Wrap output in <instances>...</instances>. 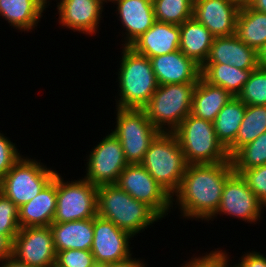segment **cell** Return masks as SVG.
I'll return each mask as SVG.
<instances>
[{
	"mask_svg": "<svg viewBox=\"0 0 266 267\" xmlns=\"http://www.w3.org/2000/svg\"><path fill=\"white\" fill-rule=\"evenodd\" d=\"M49 227L56 253L68 249L91 250L94 237L93 218L52 223Z\"/></svg>",
	"mask_w": 266,
	"mask_h": 267,
	"instance_id": "cell-22",
	"label": "cell"
},
{
	"mask_svg": "<svg viewBox=\"0 0 266 267\" xmlns=\"http://www.w3.org/2000/svg\"><path fill=\"white\" fill-rule=\"evenodd\" d=\"M97 215L133 237L162 220L151 207L137 201L116 184L97 187Z\"/></svg>",
	"mask_w": 266,
	"mask_h": 267,
	"instance_id": "cell-3",
	"label": "cell"
},
{
	"mask_svg": "<svg viewBox=\"0 0 266 267\" xmlns=\"http://www.w3.org/2000/svg\"><path fill=\"white\" fill-rule=\"evenodd\" d=\"M230 159L234 172L238 174L266 164V132L241 147Z\"/></svg>",
	"mask_w": 266,
	"mask_h": 267,
	"instance_id": "cell-31",
	"label": "cell"
},
{
	"mask_svg": "<svg viewBox=\"0 0 266 267\" xmlns=\"http://www.w3.org/2000/svg\"><path fill=\"white\" fill-rule=\"evenodd\" d=\"M205 63L230 64L242 70H254L259 67L258 51L235 34L215 37Z\"/></svg>",
	"mask_w": 266,
	"mask_h": 267,
	"instance_id": "cell-19",
	"label": "cell"
},
{
	"mask_svg": "<svg viewBox=\"0 0 266 267\" xmlns=\"http://www.w3.org/2000/svg\"><path fill=\"white\" fill-rule=\"evenodd\" d=\"M93 230L94 237L90 251L97 266L119 262L133 254L130 240H134L132 239L134 237L110 220L96 215L93 218Z\"/></svg>",
	"mask_w": 266,
	"mask_h": 267,
	"instance_id": "cell-14",
	"label": "cell"
},
{
	"mask_svg": "<svg viewBox=\"0 0 266 267\" xmlns=\"http://www.w3.org/2000/svg\"><path fill=\"white\" fill-rule=\"evenodd\" d=\"M263 207L265 208L241 174L233 172L225 182L220 205L210 220L213 221L218 214H223L256 224L263 219Z\"/></svg>",
	"mask_w": 266,
	"mask_h": 267,
	"instance_id": "cell-12",
	"label": "cell"
},
{
	"mask_svg": "<svg viewBox=\"0 0 266 267\" xmlns=\"http://www.w3.org/2000/svg\"><path fill=\"white\" fill-rule=\"evenodd\" d=\"M172 197L180 187L188 163L173 133L160 132L140 163Z\"/></svg>",
	"mask_w": 266,
	"mask_h": 267,
	"instance_id": "cell-4",
	"label": "cell"
},
{
	"mask_svg": "<svg viewBox=\"0 0 266 267\" xmlns=\"http://www.w3.org/2000/svg\"><path fill=\"white\" fill-rule=\"evenodd\" d=\"M228 254L229 253H227L225 250L223 251V249H221V267H236L235 265H230L229 261H231V259L230 255Z\"/></svg>",
	"mask_w": 266,
	"mask_h": 267,
	"instance_id": "cell-44",
	"label": "cell"
},
{
	"mask_svg": "<svg viewBox=\"0 0 266 267\" xmlns=\"http://www.w3.org/2000/svg\"><path fill=\"white\" fill-rule=\"evenodd\" d=\"M1 132L2 131H0V180L23 156L16 147V143L11 142V140Z\"/></svg>",
	"mask_w": 266,
	"mask_h": 267,
	"instance_id": "cell-36",
	"label": "cell"
},
{
	"mask_svg": "<svg viewBox=\"0 0 266 267\" xmlns=\"http://www.w3.org/2000/svg\"><path fill=\"white\" fill-rule=\"evenodd\" d=\"M112 132L121 142L128 164H140L150 143L160 133L147 118L144 109L116 108Z\"/></svg>",
	"mask_w": 266,
	"mask_h": 267,
	"instance_id": "cell-8",
	"label": "cell"
},
{
	"mask_svg": "<svg viewBox=\"0 0 266 267\" xmlns=\"http://www.w3.org/2000/svg\"><path fill=\"white\" fill-rule=\"evenodd\" d=\"M141 258H134L133 255H131L129 258L115 262L112 264L105 265L104 267H147L146 262Z\"/></svg>",
	"mask_w": 266,
	"mask_h": 267,
	"instance_id": "cell-39",
	"label": "cell"
},
{
	"mask_svg": "<svg viewBox=\"0 0 266 267\" xmlns=\"http://www.w3.org/2000/svg\"><path fill=\"white\" fill-rule=\"evenodd\" d=\"M46 7L50 5V0H40ZM48 4V5H47Z\"/></svg>",
	"mask_w": 266,
	"mask_h": 267,
	"instance_id": "cell-46",
	"label": "cell"
},
{
	"mask_svg": "<svg viewBox=\"0 0 266 267\" xmlns=\"http://www.w3.org/2000/svg\"><path fill=\"white\" fill-rule=\"evenodd\" d=\"M56 173L57 206L53 223L94 218L97 215V186L86 179L67 181Z\"/></svg>",
	"mask_w": 266,
	"mask_h": 267,
	"instance_id": "cell-9",
	"label": "cell"
},
{
	"mask_svg": "<svg viewBox=\"0 0 266 267\" xmlns=\"http://www.w3.org/2000/svg\"><path fill=\"white\" fill-rule=\"evenodd\" d=\"M235 35L258 51L266 43V13L258 12L250 6L241 7Z\"/></svg>",
	"mask_w": 266,
	"mask_h": 267,
	"instance_id": "cell-27",
	"label": "cell"
},
{
	"mask_svg": "<svg viewBox=\"0 0 266 267\" xmlns=\"http://www.w3.org/2000/svg\"><path fill=\"white\" fill-rule=\"evenodd\" d=\"M46 8L40 0H0V16L24 33L36 29Z\"/></svg>",
	"mask_w": 266,
	"mask_h": 267,
	"instance_id": "cell-23",
	"label": "cell"
},
{
	"mask_svg": "<svg viewBox=\"0 0 266 267\" xmlns=\"http://www.w3.org/2000/svg\"><path fill=\"white\" fill-rule=\"evenodd\" d=\"M252 71L242 70L230 64L204 63L201 66V77L206 82L220 86L237 97Z\"/></svg>",
	"mask_w": 266,
	"mask_h": 267,
	"instance_id": "cell-26",
	"label": "cell"
},
{
	"mask_svg": "<svg viewBox=\"0 0 266 267\" xmlns=\"http://www.w3.org/2000/svg\"><path fill=\"white\" fill-rule=\"evenodd\" d=\"M239 10L231 0H197L193 17L214 37L231 36L235 34Z\"/></svg>",
	"mask_w": 266,
	"mask_h": 267,
	"instance_id": "cell-16",
	"label": "cell"
},
{
	"mask_svg": "<svg viewBox=\"0 0 266 267\" xmlns=\"http://www.w3.org/2000/svg\"><path fill=\"white\" fill-rule=\"evenodd\" d=\"M56 254L49 226L22 227L13 239L12 256L31 267H54Z\"/></svg>",
	"mask_w": 266,
	"mask_h": 267,
	"instance_id": "cell-13",
	"label": "cell"
},
{
	"mask_svg": "<svg viewBox=\"0 0 266 267\" xmlns=\"http://www.w3.org/2000/svg\"><path fill=\"white\" fill-rule=\"evenodd\" d=\"M57 206L56 174L45 188L31 201L19 207V224L22 227L50 226Z\"/></svg>",
	"mask_w": 266,
	"mask_h": 267,
	"instance_id": "cell-21",
	"label": "cell"
},
{
	"mask_svg": "<svg viewBox=\"0 0 266 267\" xmlns=\"http://www.w3.org/2000/svg\"><path fill=\"white\" fill-rule=\"evenodd\" d=\"M213 34L194 17L180 25L179 50L202 66L214 41Z\"/></svg>",
	"mask_w": 266,
	"mask_h": 267,
	"instance_id": "cell-25",
	"label": "cell"
},
{
	"mask_svg": "<svg viewBox=\"0 0 266 267\" xmlns=\"http://www.w3.org/2000/svg\"><path fill=\"white\" fill-rule=\"evenodd\" d=\"M246 105L233 97L218 113L213 121L217 139L227 150L235 141L240 124L244 118Z\"/></svg>",
	"mask_w": 266,
	"mask_h": 267,
	"instance_id": "cell-28",
	"label": "cell"
},
{
	"mask_svg": "<svg viewBox=\"0 0 266 267\" xmlns=\"http://www.w3.org/2000/svg\"><path fill=\"white\" fill-rule=\"evenodd\" d=\"M90 250L68 249L56 254L54 267H96Z\"/></svg>",
	"mask_w": 266,
	"mask_h": 267,
	"instance_id": "cell-34",
	"label": "cell"
},
{
	"mask_svg": "<svg viewBox=\"0 0 266 267\" xmlns=\"http://www.w3.org/2000/svg\"><path fill=\"white\" fill-rule=\"evenodd\" d=\"M266 132V106L246 105L245 115L240 124L234 143L227 149L231 158L241 147L254 141Z\"/></svg>",
	"mask_w": 266,
	"mask_h": 267,
	"instance_id": "cell-29",
	"label": "cell"
},
{
	"mask_svg": "<svg viewBox=\"0 0 266 267\" xmlns=\"http://www.w3.org/2000/svg\"><path fill=\"white\" fill-rule=\"evenodd\" d=\"M116 0H102V2H103V4H107V3H109V2H111V4L112 3H114Z\"/></svg>",
	"mask_w": 266,
	"mask_h": 267,
	"instance_id": "cell-47",
	"label": "cell"
},
{
	"mask_svg": "<svg viewBox=\"0 0 266 267\" xmlns=\"http://www.w3.org/2000/svg\"><path fill=\"white\" fill-rule=\"evenodd\" d=\"M237 97L245 105L266 106V69H254Z\"/></svg>",
	"mask_w": 266,
	"mask_h": 267,
	"instance_id": "cell-32",
	"label": "cell"
},
{
	"mask_svg": "<svg viewBox=\"0 0 266 267\" xmlns=\"http://www.w3.org/2000/svg\"><path fill=\"white\" fill-rule=\"evenodd\" d=\"M180 26L155 21L145 33L129 45L135 52L148 58L179 50Z\"/></svg>",
	"mask_w": 266,
	"mask_h": 267,
	"instance_id": "cell-20",
	"label": "cell"
},
{
	"mask_svg": "<svg viewBox=\"0 0 266 267\" xmlns=\"http://www.w3.org/2000/svg\"><path fill=\"white\" fill-rule=\"evenodd\" d=\"M188 164H218L231 161L227 150L217 139L213 122L191 113L172 132Z\"/></svg>",
	"mask_w": 266,
	"mask_h": 267,
	"instance_id": "cell-5",
	"label": "cell"
},
{
	"mask_svg": "<svg viewBox=\"0 0 266 267\" xmlns=\"http://www.w3.org/2000/svg\"><path fill=\"white\" fill-rule=\"evenodd\" d=\"M40 161L23 155L0 180V192L18 208L34 199L57 173Z\"/></svg>",
	"mask_w": 266,
	"mask_h": 267,
	"instance_id": "cell-7",
	"label": "cell"
},
{
	"mask_svg": "<svg viewBox=\"0 0 266 267\" xmlns=\"http://www.w3.org/2000/svg\"><path fill=\"white\" fill-rule=\"evenodd\" d=\"M257 251H246L239 261L234 264L236 267H266V255Z\"/></svg>",
	"mask_w": 266,
	"mask_h": 267,
	"instance_id": "cell-38",
	"label": "cell"
},
{
	"mask_svg": "<svg viewBox=\"0 0 266 267\" xmlns=\"http://www.w3.org/2000/svg\"><path fill=\"white\" fill-rule=\"evenodd\" d=\"M93 147L84 164L86 167L84 179L97 187L116 184L119 175L128 165L121 142L112 132L110 134L108 132Z\"/></svg>",
	"mask_w": 266,
	"mask_h": 267,
	"instance_id": "cell-10",
	"label": "cell"
},
{
	"mask_svg": "<svg viewBox=\"0 0 266 267\" xmlns=\"http://www.w3.org/2000/svg\"><path fill=\"white\" fill-rule=\"evenodd\" d=\"M215 248V250H211L210 252L204 253L203 256H194L191 259L181 264L180 267H221V249Z\"/></svg>",
	"mask_w": 266,
	"mask_h": 267,
	"instance_id": "cell-37",
	"label": "cell"
},
{
	"mask_svg": "<svg viewBox=\"0 0 266 267\" xmlns=\"http://www.w3.org/2000/svg\"><path fill=\"white\" fill-rule=\"evenodd\" d=\"M259 66L266 69V43L258 50Z\"/></svg>",
	"mask_w": 266,
	"mask_h": 267,
	"instance_id": "cell-43",
	"label": "cell"
},
{
	"mask_svg": "<svg viewBox=\"0 0 266 267\" xmlns=\"http://www.w3.org/2000/svg\"><path fill=\"white\" fill-rule=\"evenodd\" d=\"M233 97L229 91L212 85L200 77L193 93L191 114L213 122L220 110Z\"/></svg>",
	"mask_w": 266,
	"mask_h": 267,
	"instance_id": "cell-24",
	"label": "cell"
},
{
	"mask_svg": "<svg viewBox=\"0 0 266 267\" xmlns=\"http://www.w3.org/2000/svg\"><path fill=\"white\" fill-rule=\"evenodd\" d=\"M0 267H31L26 263H22L15 259L13 256L8 257L2 261H0Z\"/></svg>",
	"mask_w": 266,
	"mask_h": 267,
	"instance_id": "cell-41",
	"label": "cell"
},
{
	"mask_svg": "<svg viewBox=\"0 0 266 267\" xmlns=\"http://www.w3.org/2000/svg\"><path fill=\"white\" fill-rule=\"evenodd\" d=\"M249 6L258 12L266 13V0H253Z\"/></svg>",
	"mask_w": 266,
	"mask_h": 267,
	"instance_id": "cell-42",
	"label": "cell"
},
{
	"mask_svg": "<svg viewBox=\"0 0 266 267\" xmlns=\"http://www.w3.org/2000/svg\"><path fill=\"white\" fill-rule=\"evenodd\" d=\"M196 83L159 85L143 108L159 132L172 133L191 113Z\"/></svg>",
	"mask_w": 266,
	"mask_h": 267,
	"instance_id": "cell-6",
	"label": "cell"
},
{
	"mask_svg": "<svg viewBox=\"0 0 266 267\" xmlns=\"http://www.w3.org/2000/svg\"><path fill=\"white\" fill-rule=\"evenodd\" d=\"M155 20L181 25L193 17L194 3L191 0H152Z\"/></svg>",
	"mask_w": 266,
	"mask_h": 267,
	"instance_id": "cell-30",
	"label": "cell"
},
{
	"mask_svg": "<svg viewBox=\"0 0 266 267\" xmlns=\"http://www.w3.org/2000/svg\"><path fill=\"white\" fill-rule=\"evenodd\" d=\"M116 185L137 201L147 204L162 219L173 210L172 197L141 164H128L119 175Z\"/></svg>",
	"mask_w": 266,
	"mask_h": 267,
	"instance_id": "cell-11",
	"label": "cell"
},
{
	"mask_svg": "<svg viewBox=\"0 0 266 267\" xmlns=\"http://www.w3.org/2000/svg\"><path fill=\"white\" fill-rule=\"evenodd\" d=\"M150 60L159 85L197 83L201 77V66L180 50Z\"/></svg>",
	"mask_w": 266,
	"mask_h": 267,
	"instance_id": "cell-17",
	"label": "cell"
},
{
	"mask_svg": "<svg viewBox=\"0 0 266 267\" xmlns=\"http://www.w3.org/2000/svg\"><path fill=\"white\" fill-rule=\"evenodd\" d=\"M113 4H116V17L125 31L121 35L124 36L122 46H129L156 21L152 0H116Z\"/></svg>",
	"mask_w": 266,
	"mask_h": 267,
	"instance_id": "cell-18",
	"label": "cell"
},
{
	"mask_svg": "<svg viewBox=\"0 0 266 267\" xmlns=\"http://www.w3.org/2000/svg\"><path fill=\"white\" fill-rule=\"evenodd\" d=\"M231 1L241 8V7L249 6L253 0H231Z\"/></svg>",
	"mask_w": 266,
	"mask_h": 267,
	"instance_id": "cell-45",
	"label": "cell"
},
{
	"mask_svg": "<svg viewBox=\"0 0 266 267\" xmlns=\"http://www.w3.org/2000/svg\"><path fill=\"white\" fill-rule=\"evenodd\" d=\"M13 242L5 235L0 234V261L12 256Z\"/></svg>",
	"mask_w": 266,
	"mask_h": 267,
	"instance_id": "cell-40",
	"label": "cell"
},
{
	"mask_svg": "<svg viewBox=\"0 0 266 267\" xmlns=\"http://www.w3.org/2000/svg\"><path fill=\"white\" fill-rule=\"evenodd\" d=\"M234 172L231 161L218 164H188L172 206L185 220L209 222L220 205L227 178ZM175 197V198H174Z\"/></svg>",
	"mask_w": 266,
	"mask_h": 267,
	"instance_id": "cell-1",
	"label": "cell"
},
{
	"mask_svg": "<svg viewBox=\"0 0 266 267\" xmlns=\"http://www.w3.org/2000/svg\"><path fill=\"white\" fill-rule=\"evenodd\" d=\"M19 231V208L0 192V234L13 242Z\"/></svg>",
	"mask_w": 266,
	"mask_h": 267,
	"instance_id": "cell-33",
	"label": "cell"
},
{
	"mask_svg": "<svg viewBox=\"0 0 266 267\" xmlns=\"http://www.w3.org/2000/svg\"><path fill=\"white\" fill-rule=\"evenodd\" d=\"M118 75L117 108L143 109L159 84L150 58L135 52L129 46L121 47Z\"/></svg>",
	"mask_w": 266,
	"mask_h": 267,
	"instance_id": "cell-2",
	"label": "cell"
},
{
	"mask_svg": "<svg viewBox=\"0 0 266 267\" xmlns=\"http://www.w3.org/2000/svg\"><path fill=\"white\" fill-rule=\"evenodd\" d=\"M56 4L58 23L62 28L89 36L96 35L105 9L102 0H58Z\"/></svg>",
	"mask_w": 266,
	"mask_h": 267,
	"instance_id": "cell-15",
	"label": "cell"
},
{
	"mask_svg": "<svg viewBox=\"0 0 266 267\" xmlns=\"http://www.w3.org/2000/svg\"><path fill=\"white\" fill-rule=\"evenodd\" d=\"M240 174L251 191L266 208V164L243 170Z\"/></svg>",
	"mask_w": 266,
	"mask_h": 267,
	"instance_id": "cell-35",
	"label": "cell"
}]
</instances>
